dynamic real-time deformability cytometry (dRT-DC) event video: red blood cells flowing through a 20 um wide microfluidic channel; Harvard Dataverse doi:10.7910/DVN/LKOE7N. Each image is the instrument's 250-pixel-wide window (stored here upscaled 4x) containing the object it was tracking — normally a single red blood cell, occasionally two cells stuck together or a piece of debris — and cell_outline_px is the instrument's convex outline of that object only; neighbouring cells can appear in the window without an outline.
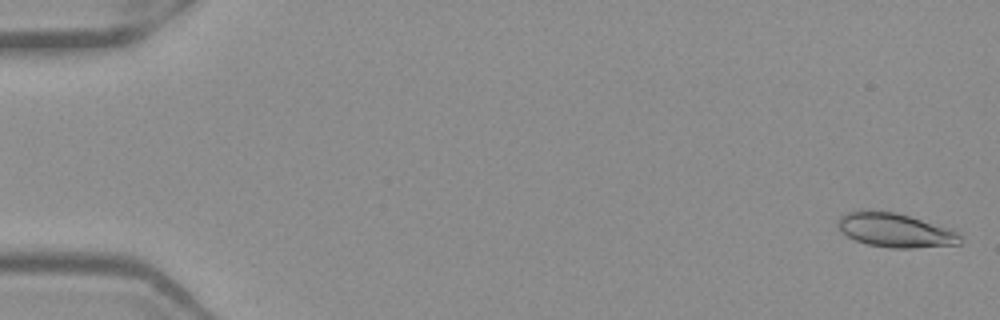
{"species": "Egyptian fruit bat (a non-hibernating species)", "species_latin": "Rousettus aegyptiacus", "temperature_condition": "warm", "stored_images_in_passage": 53, "camera_frame_rate_fps": 3000, "um_per_image_px": 0.085, "frame": {"image": 1, "passage_image": 2, "time_ms": 0.333, "image_size_px": [1000, 320], "cell_outline_px": [[960, 244], [912, 248], [892, 248], [868, 244], [856, 240], [840, 232], [836, 224], [840, 216], [848, 212], [860, 208], [868, 208], [896, 212], [952, 228], [960, 232]], "centroid_in_image_um": [76.06, 19.53], "position_along_channel_um": 8.9, "area_um2": 24.91}}
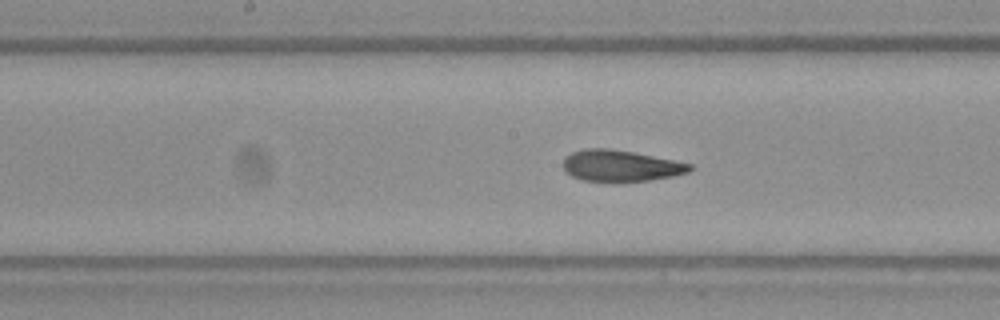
{"frame": {"image": 2, "passage_image": 28, "time_ms": 9.0, "image_size_px": [1000, 320], "cell_outline_px": [[692, 168], [688, 172], [672, 176], [648, 180], [580, 180], [564, 172], [564, 156], [572, 152], [584, 148], [608, 148], [632, 152], [692, 164]], "centroid_in_image_um": [52.7, 14.07], "position_along_channel_um": 195.5, "area_um2": 22.6}}
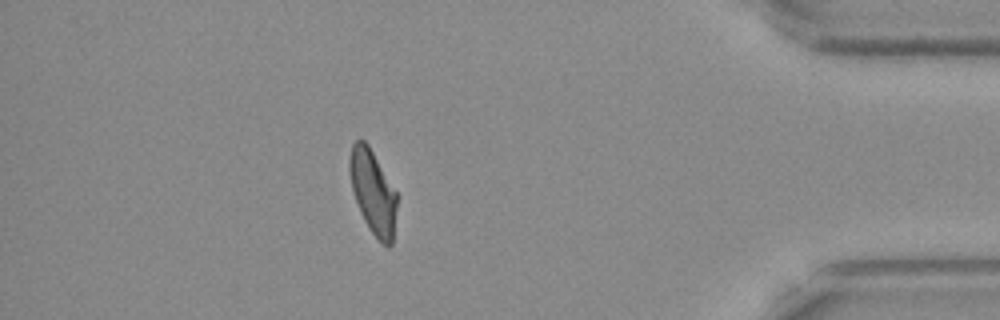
{"frame": {"image": 3, "passage_image": 47, "time_ms": 15.333, "image_size_px": [1000, 320], "cell_outline_px": [[396, 208], [392, 244], [388, 248], [372, 232], [364, 220], [360, 212], [352, 188], [348, 168], [348, 160], [352, 144], [356, 140], [364, 140], [368, 144], [396, 192]], "centroid_in_image_um": [31.67, 16.29], "position_along_channel_um": 403.5, "area_um2": 22.72}, "authors_computed_cell_mechanics": {"area_um2": 23.698, "velocity_mm_per_s": 3.9315, "shape_relaxation_time_tau1_ms": 5.7328, "shape_relaxation_time_tau2_ms": 1.8149, "deformation_change_tau1": 0.1835, "deformation_change_tau2": 0.0913}}